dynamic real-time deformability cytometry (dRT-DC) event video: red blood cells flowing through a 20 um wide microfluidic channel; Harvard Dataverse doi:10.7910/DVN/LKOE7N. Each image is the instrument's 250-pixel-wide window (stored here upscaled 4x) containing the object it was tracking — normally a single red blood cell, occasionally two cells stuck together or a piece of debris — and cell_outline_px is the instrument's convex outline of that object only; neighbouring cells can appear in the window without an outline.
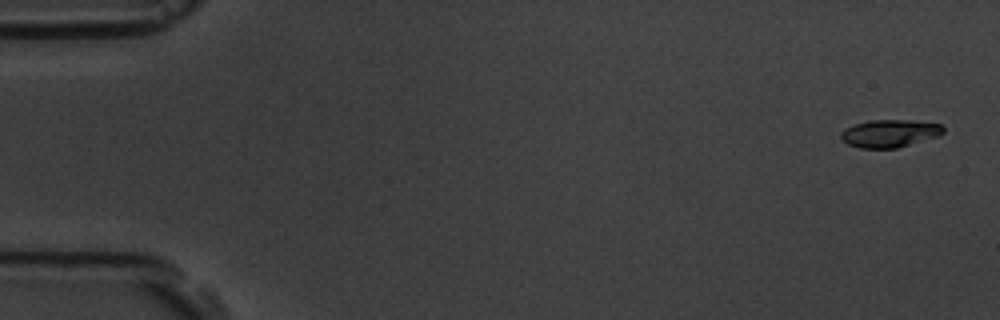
{"species": "common noctule bat (a hibernating species)", "species_latin": "Nyctalus noctula", "temperature_condition": "room temperature", "stored_images_in_passage": 3, "camera_frame_rate_fps": 3000, "um_per_image_px": 0.085, "animal": {"sex": "male", "body_mass_g": 19.5, "forearm_length_mm": 54.6}, "frame": {"image": 1, "passage_image": 1, "time_ms": 0.0, "image_size_px": [1000, 320], "cell_outline_px": [[944, 132], [940, 136], [896, 148], [860, 148], [848, 144], [840, 136], [840, 132], [844, 128], [856, 124], [872, 120], [912, 120], [944, 124]], "centroid_in_image_um": [75.67, 11.33], "position_along_channel_um": 9.3, "area_um2": 16.59}}